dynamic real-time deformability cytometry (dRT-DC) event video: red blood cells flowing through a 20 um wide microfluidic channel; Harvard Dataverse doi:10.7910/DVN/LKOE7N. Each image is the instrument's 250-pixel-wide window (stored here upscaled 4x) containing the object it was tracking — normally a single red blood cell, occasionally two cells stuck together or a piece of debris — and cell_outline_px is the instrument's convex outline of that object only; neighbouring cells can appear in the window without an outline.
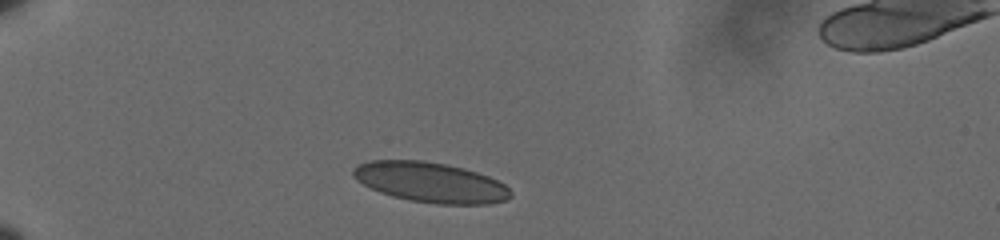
{"species": "human", "species_latin": "Homo sapiens", "temperature_condition": "cold", "stored_images_in_passage": 15, "camera_frame_rate_fps": 3000, "um_per_image_px": 0.085, "donor": {"sex": "male"}, "frame": {"image": 1, "passage_image": 1, "time_ms": 0.0, "image_size_px": [1000, 240], "cell_outline_px": [[512, 196], [508, 200], [488, 204], [436, 204], [408, 200], [392, 196], [380, 192], [356, 180], [352, 176], [352, 168], [356, 164], [368, 160], [424, 160], [464, 168], [488, 176], [504, 184], [512, 192]], "centroid_in_image_um": [36.57, 15.49], "position_along_channel_um": 48.4, "area_um2": 37.05}}
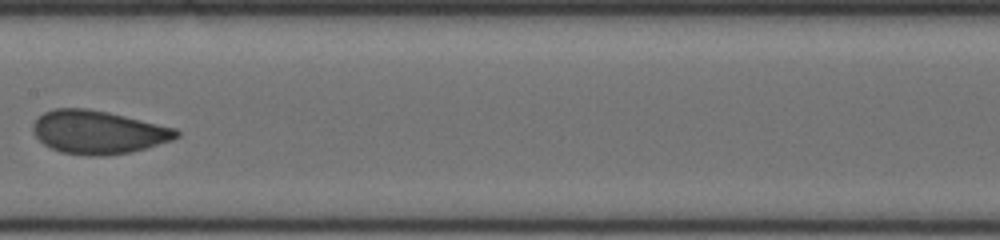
{"frame": {"image": 2, "passage_image": 9, "time_ms": 2.667, "image_size_px": [1000, 240], "cell_outline_px": [[180, 136], [172, 140], [132, 152], [104, 156], [96, 156], [60, 152], [44, 144], [32, 132], [32, 124], [44, 112], [56, 108], [88, 108], [108, 112], [176, 128], [180, 132]], "centroid_in_image_um": [8.35, 11.23], "position_along_channel_um": 199.0, "area_um2": 36.13}}
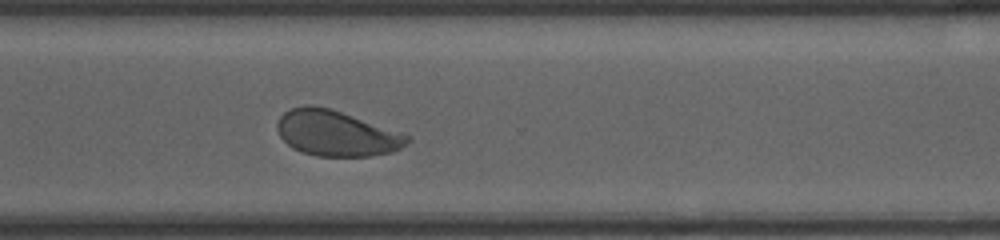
{"frame": {"image": 3, "passage_image": 15, "time_ms": 4.667, "image_size_px": [1000, 240], "cell_outline_px": [[412, 140], [400, 148], [392, 152], [372, 156], [316, 156], [292, 148], [280, 136], [276, 128], [276, 124], [280, 116], [284, 112], [292, 108], [304, 104], [312, 104], [328, 108], [404, 132], [412, 136]], "centroid_in_image_um": [28.62, 11.32], "position_along_channel_um": 342.0, "area_um2": 34.8}}